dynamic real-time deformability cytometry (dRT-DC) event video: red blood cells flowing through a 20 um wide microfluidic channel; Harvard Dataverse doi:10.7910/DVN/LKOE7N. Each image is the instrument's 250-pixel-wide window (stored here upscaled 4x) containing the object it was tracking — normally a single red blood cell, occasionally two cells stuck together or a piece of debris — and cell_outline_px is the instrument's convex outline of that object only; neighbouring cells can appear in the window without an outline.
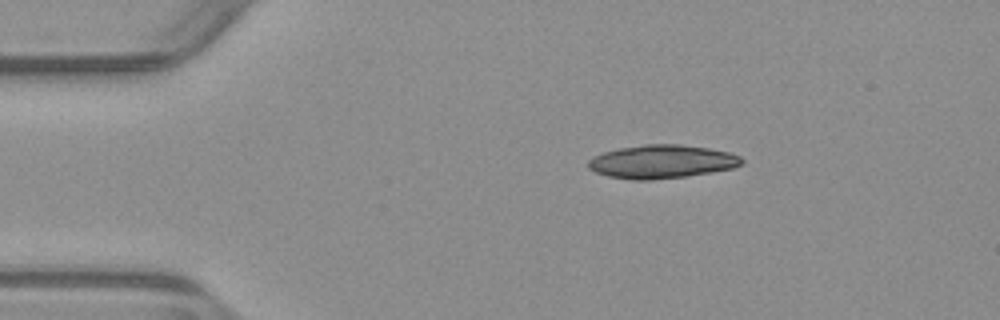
{"species": "common noctule bat (a hibernating species)", "species_latin": "Nyctalus noctula", "temperature_condition": "warm", "stored_images_in_passage": 44, "camera_frame_rate_fps": 3000, "um_per_image_px": 0.085, "animal": {"sex": "male", "body_mass_g": 23.1, "forearm_length_mm": 52.7}, "frame": {"image": 1, "passage_image": 1, "time_ms": 0.0, "image_size_px": [1000, 320], "cell_outline_px": [[744, 164], [732, 168], [712, 172], [684, 176], [648, 180], [632, 180], [608, 176], [596, 172], [588, 168], [588, 160], [592, 156], [604, 152], [620, 148], [644, 144], [680, 144], [708, 148], [728, 152], [740, 156], [744, 160]], "centroid_in_image_um": [56.25, 13.73], "position_along_channel_um": 28.8, "area_um2": 29.88}}